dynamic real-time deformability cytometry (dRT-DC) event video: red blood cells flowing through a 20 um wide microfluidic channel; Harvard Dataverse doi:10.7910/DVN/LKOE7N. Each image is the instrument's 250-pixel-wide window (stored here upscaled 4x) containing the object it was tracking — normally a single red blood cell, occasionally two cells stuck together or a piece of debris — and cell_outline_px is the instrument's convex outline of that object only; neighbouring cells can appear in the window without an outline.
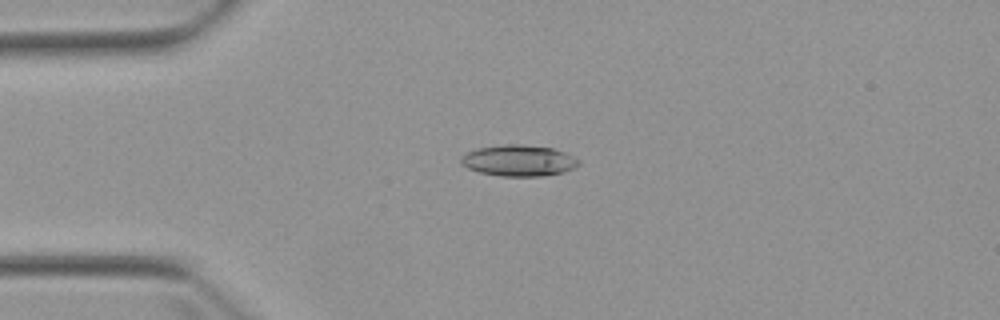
{"species": "Egyptian fruit bat (a non-hibernating species)", "species_latin": "Rousettus aegyptiacus", "temperature_condition": "warm", "stored_images_in_passage": 5, "camera_frame_rate_fps": 3000, "um_per_image_px": 0.085, "animal": {"sex": "female"}, "frame": {"image": 1, "passage_image": 4, "time_ms": 3.667, "image_size_px": [1000, 320], "cell_outline_px": [[580, 164], [564, 172], [540, 176], [500, 176], [480, 172], [468, 168], [460, 164], [460, 156], [476, 148], [504, 144], [524, 144], [552, 148], [564, 152], [580, 160]], "centroid_in_image_um": [44.06, 13.64], "position_along_channel_um": 40.9, "area_um2": 21.44}}